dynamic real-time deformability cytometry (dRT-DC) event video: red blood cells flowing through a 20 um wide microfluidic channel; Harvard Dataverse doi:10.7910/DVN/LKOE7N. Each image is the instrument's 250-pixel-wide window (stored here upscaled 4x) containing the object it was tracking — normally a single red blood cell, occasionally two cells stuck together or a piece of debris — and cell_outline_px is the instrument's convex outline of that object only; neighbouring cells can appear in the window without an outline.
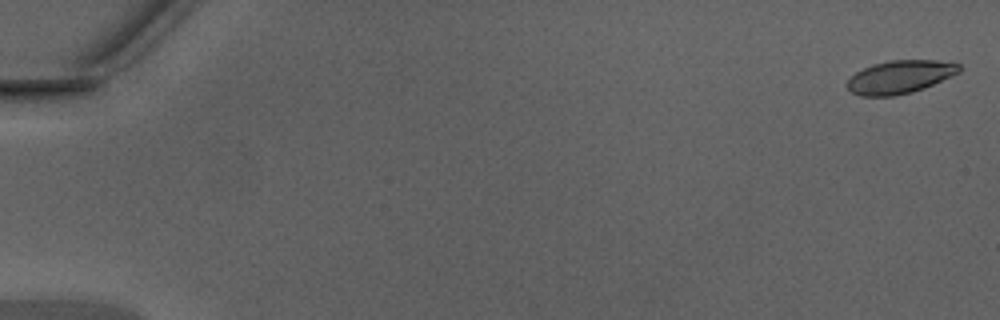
{"species": "Egyptian fruit bat (a non-hibernating species)", "species_latin": "Rousettus aegyptiacus", "temperature_condition": "warm", "stored_images_in_passage": 43, "camera_frame_rate_fps": 3000, "um_per_image_px": 0.085, "animal": {"sex": "male"}, "frame": {"image": 1, "passage_image": 1, "time_ms": 0.0, "image_size_px": [1000, 320], "cell_outline_px": [[964, 68], [960, 72], [952, 76], [924, 88], [912, 92], [892, 96], [860, 96], [852, 92], [844, 84], [856, 72], [872, 64], [888, 60], [936, 60], [960, 64]], "centroid_in_image_um": [76.51, 6.53], "position_along_channel_um": 8.5, "area_um2": 21.73}}
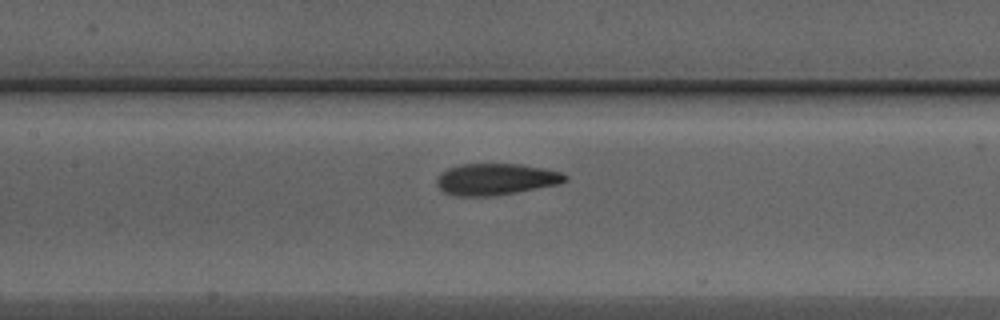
{"frame": {"image": 2, "passage_image": 24, "time_ms": 7.667, "image_size_px": [1000, 320], "cell_outline_px": [[568, 180], [560, 184], [516, 192], [492, 196], [452, 196], [444, 192], [436, 184], [436, 180], [440, 172], [448, 168], [460, 164], [520, 164], [544, 168], [560, 172], [568, 176]], "centroid_in_image_um": [42.13, 15.23], "position_along_channel_um": 165.3, "area_um2": 23.76}}
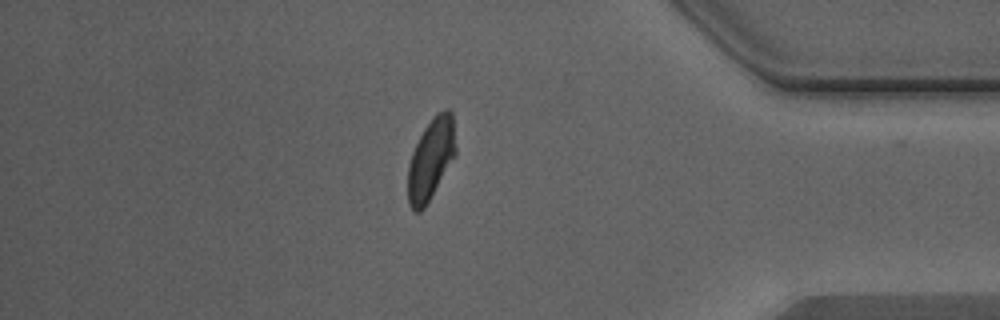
{"frame": {"image": 3, "passage_image": 42, "time_ms": 13.667, "image_size_px": [1000, 320], "cell_outline_px": [[456, 156], [424, 208], [420, 212], [416, 212], [408, 204], [408, 164], [412, 152], [424, 128], [432, 116], [436, 112], [448, 108], [452, 112], [456, 148]], "centroid_in_image_um": [36.64, 13.5], "position_along_channel_um": 398.6, "area_um2": 22.77}, "authors_computed_cell_mechanics": {"area_um2": 23.2356, "velocity_mm_per_s": 4.3538, "shape_relaxation_time_tau1_ms": 3.4348, "shape_relaxation_time_tau2_ms": 1.098, "deformation_change_tau1": 0.1643, "deformation_change_tau2": 0.0851}}